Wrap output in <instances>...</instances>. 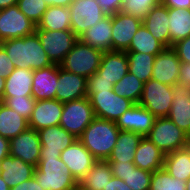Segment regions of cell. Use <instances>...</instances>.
<instances>
[{
    "mask_svg": "<svg viewBox=\"0 0 190 190\" xmlns=\"http://www.w3.org/2000/svg\"><path fill=\"white\" fill-rule=\"evenodd\" d=\"M142 137V135L132 131L120 130L116 145L107 161L134 162V155Z\"/></svg>",
    "mask_w": 190,
    "mask_h": 190,
    "instance_id": "obj_28",
    "label": "cell"
},
{
    "mask_svg": "<svg viewBox=\"0 0 190 190\" xmlns=\"http://www.w3.org/2000/svg\"><path fill=\"white\" fill-rule=\"evenodd\" d=\"M10 190H44L40 184H38L37 180L32 177L16 186L11 188Z\"/></svg>",
    "mask_w": 190,
    "mask_h": 190,
    "instance_id": "obj_48",
    "label": "cell"
},
{
    "mask_svg": "<svg viewBox=\"0 0 190 190\" xmlns=\"http://www.w3.org/2000/svg\"><path fill=\"white\" fill-rule=\"evenodd\" d=\"M87 97L95 117L114 122L134 105L132 101L117 95L114 90L87 93Z\"/></svg>",
    "mask_w": 190,
    "mask_h": 190,
    "instance_id": "obj_8",
    "label": "cell"
},
{
    "mask_svg": "<svg viewBox=\"0 0 190 190\" xmlns=\"http://www.w3.org/2000/svg\"><path fill=\"white\" fill-rule=\"evenodd\" d=\"M63 111V103L57 99L36 101L28 125L38 131L59 125Z\"/></svg>",
    "mask_w": 190,
    "mask_h": 190,
    "instance_id": "obj_19",
    "label": "cell"
},
{
    "mask_svg": "<svg viewBox=\"0 0 190 190\" xmlns=\"http://www.w3.org/2000/svg\"><path fill=\"white\" fill-rule=\"evenodd\" d=\"M5 77H0V103L3 102V94L5 90Z\"/></svg>",
    "mask_w": 190,
    "mask_h": 190,
    "instance_id": "obj_54",
    "label": "cell"
},
{
    "mask_svg": "<svg viewBox=\"0 0 190 190\" xmlns=\"http://www.w3.org/2000/svg\"><path fill=\"white\" fill-rule=\"evenodd\" d=\"M142 20L121 11L112 16V51L126 52Z\"/></svg>",
    "mask_w": 190,
    "mask_h": 190,
    "instance_id": "obj_13",
    "label": "cell"
},
{
    "mask_svg": "<svg viewBox=\"0 0 190 190\" xmlns=\"http://www.w3.org/2000/svg\"><path fill=\"white\" fill-rule=\"evenodd\" d=\"M9 155V139L0 135V161Z\"/></svg>",
    "mask_w": 190,
    "mask_h": 190,
    "instance_id": "obj_51",
    "label": "cell"
},
{
    "mask_svg": "<svg viewBox=\"0 0 190 190\" xmlns=\"http://www.w3.org/2000/svg\"><path fill=\"white\" fill-rule=\"evenodd\" d=\"M74 190H87V189H84V188H81L77 185V187L74 189Z\"/></svg>",
    "mask_w": 190,
    "mask_h": 190,
    "instance_id": "obj_57",
    "label": "cell"
},
{
    "mask_svg": "<svg viewBox=\"0 0 190 190\" xmlns=\"http://www.w3.org/2000/svg\"><path fill=\"white\" fill-rule=\"evenodd\" d=\"M83 97H87V79L84 76L67 72L58 65L55 99L64 103Z\"/></svg>",
    "mask_w": 190,
    "mask_h": 190,
    "instance_id": "obj_17",
    "label": "cell"
},
{
    "mask_svg": "<svg viewBox=\"0 0 190 190\" xmlns=\"http://www.w3.org/2000/svg\"><path fill=\"white\" fill-rule=\"evenodd\" d=\"M164 168L172 177L187 181L190 177V144L166 154Z\"/></svg>",
    "mask_w": 190,
    "mask_h": 190,
    "instance_id": "obj_30",
    "label": "cell"
},
{
    "mask_svg": "<svg viewBox=\"0 0 190 190\" xmlns=\"http://www.w3.org/2000/svg\"><path fill=\"white\" fill-rule=\"evenodd\" d=\"M29 127L28 120L17 111L0 103V135L7 139L18 136Z\"/></svg>",
    "mask_w": 190,
    "mask_h": 190,
    "instance_id": "obj_31",
    "label": "cell"
},
{
    "mask_svg": "<svg viewBox=\"0 0 190 190\" xmlns=\"http://www.w3.org/2000/svg\"><path fill=\"white\" fill-rule=\"evenodd\" d=\"M180 63L176 51L165 48L155 57L151 79L173 86L179 79Z\"/></svg>",
    "mask_w": 190,
    "mask_h": 190,
    "instance_id": "obj_18",
    "label": "cell"
},
{
    "mask_svg": "<svg viewBox=\"0 0 190 190\" xmlns=\"http://www.w3.org/2000/svg\"><path fill=\"white\" fill-rule=\"evenodd\" d=\"M60 159L69 168L71 175L80 180L93 166L97 159L77 139L60 154Z\"/></svg>",
    "mask_w": 190,
    "mask_h": 190,
    "instance_id": "obj_15",
    "label": "cell"
},
{
    "mask_svg": "<svg viewBox=\"0 0 190 190\" xmlns=\"http://www.w3.org/2000/svg\"><path fill=\"white\" fill-rule=\"evenodd\" d=\"M33 177L44 190H74L78 185L60 157H40Z\"/></svg>",
    "mask_w": 190,
    "mask_h": 190,
    "instance_id": "obj_3",
    "label": "cell"
},
{
    "mask_svg": "<svg viewBox=\"0 0 190 190\" xmlns=\"http://www.w3.org/2000/svg\"><path fill=\"white\" fill-rule=\"evenodd\" d=\"M170 47L190 36V9L168 8Z\"/></svg>",
    "mask_w": 190,
    "mask_h": 190,
    "instance_id": "obj_32",
    "label": "cell"
},
{
    "mask_svg": "<svg viewBox=\"0 0 190 190\" xmlns=\"http://www.w3.org/2000/svg\"><path fill=\"white\" fill-rule=\"evenodd\" d=\"M36 24L22 13L17 5L1 10L0 42L33 34Z\"/></svg>",
    "mask_w": 190,
    "mask_h": 190,
    "instance_id": "obj_11",
    "label": "cell"
},
{
    "mask_svg": "<svg viewBox=\"0 0 190 190\" xmlns=\"http://www.w3.org/2000/svg\"><path fill=\"white\" fill-rule=\"evenodd\" d=\"M103 53L78 39L59 66L88 79L97 72Z\"/></svg>",
    "mask_w": 190,
    "mask_h": 190,
    "instance_id": "obj_4",
    "label": "cell"
},
{
    "mask_svg": "<svg viewBox=\"0 0 190 190\" xmlns=\"http://www.w3.org/2000/svg\"><path fill=\"white\" fill-rule=\"evenodd\" d=\"M0 190H10L7 183L3 180V178L0 175Z\"/></svg>",
    "mask_w": 190,
    "mask_h": 190,
    "instance_id": "obj_55",
    "label": "cell"
},
{
    "mask_svg": "<svg viewBox=\"0 0 190 190\" xmlns=\"http://www.w3.org/2000/svg\"><path fill=\"white\" fill-rule=\"evenodd\" d=\"M113 177L107 160H97L91 169L78 180V186L87 190H103Z\"/></svg>",
    "mask_w": 190,
    "mask_h": 190,
    "instance_id": "obj_29",
    "label": "cell"
},
{
    "mask_svg": "<svg viewBox=\"0 0 190 190\" xmlns=\"http://www.w3.org/2000/svg\"><path fill=\"white\" fill-rule=\"evenodd\" d=\"M97 73L113 84L119 82L128 73L126 52L110 51L103 53Z\"/></svg>",
    "mask_w": 190,
    "mask_h": 190,
    "instance_id": "obj_24",
    "label": "cell"
},
{
    "mask_svg": "<svg viewBox=\"0 0 190 190\" xmlns=\"http://www.w3.org/2000/svg\"><path fill=\"white\" fill-rule=\"evenodd\" d=\"M114 84L103 79L97 72L87 79V93H98L99 91L113 90Z\"/></svg>",
    "mask_w": 190,
    "mask_h": 190,
    "instance_id": "obj_42",
    "label": "cell"
},
{
    "mask_svg": "<svg viewBox=\"0 0 190 190\" xmlns=\"http://www.w3.org/2000/svg\"><path fill=\"white\" fill-rule=\"evenodd\" d=\"M142 24L148 29L151 35L166 48L170 47L168 7L163 4L154 6L142 20Z\"/></svg>",
    "mask_w": 190,
    "mask_h": 190,
    "instance_id": "obj_26",
    "label": "cell"
},
{
    "mask_svg": "<svg viewBox=\"0 0 190 190\" xmlns=\"http://www.w3.org/2000/svg\"><path fill=\"white\" fill-rule=\"evenodd\" d=\"M112 16H106L94 26L86 30L79 39L101 51L102 53L112 51Z\"/></svg>",
    "mask_w": 190,
    "mask_h": 190,
    "instance_id": "obj_23",
    "label": "cell"
},
{
    "mask_svg": "<svg viewBox=\"0 0 190 190\" xmlns=\"http://www.w3.org/2000/svg\"><path fill=\"white\" fill-rule=\"evenodd\" d=\"M119 132L114 121L95 117L78 139L97 160H107Z\"/></svg>",
    "mask_w": 190,
    "mask_h": 190,
    "instance_id": "obj_2",
    "label": "cell"
},
{
    "mask_svg": "<svg viewBox=\"0 0 190 190\" xmlns=\"http://www.w3.org/2000/svg\"><path fill=\"white\" fill-rule=\"evenodd\" d=\"M94 118L93 107L88 97H83L63 103L59 125L79 138Z\"/></svg>",
    "mask_w": 190,
    "mask_h": 190,
    "instance_id": "obj_6",
    "label": "cell"
},
{
    "mask_svg": "<svg viewBox=\"0 0 190 190\" xmlns=\"http://www.w3.org/2000/svg\"><path fill=\"white\" fill-rule=\"evenodd\" d=\"M150 190H186V181L172 177L163 167L152 172Z\"/></svg>",
    "mask_w": 190,
    "mask_h": 190,
    "instance_id": "obj_37",
    "label": "cell"
},
{
    "mask_svg": "<svg viewBox=\"0 0 190 190\" xmlns=\"http://www.w3.org/2000/svg\"><path fill=\"white\" fill-rule=\"evenodd\" d=\"M15 68L41 69L53 65L42 48L36 32L22 38L4 40L0 42Z\"/></svg>",
    "mask_w": 190,
    "mask_h": 190,
    "instance_id": "obj_1",
    "label": "cell"
},
{
    "mask_svg": "<svg viewBox=\"0 0 190 190\" xmlns=\"http://www.w3.org/2000/svg\"><path fill=\"white\" fill-rule=\"evenodd\" d=\"M177 83L190 87V63H180L179 79Z\"/></svg>",
    "mask_w": 190,
    "mask_h": 190,
    "instance_id": "obj_47",
    "label": "cell"
},
{
    "mask_svg": "<svg viewBox=\"0 0 190 190\" xmlns=\"http://www.w3.org/2000/svg\"><path fill=\"white\" fill-rule=\"evenodd\" d=\"M172 48L181 62L190 63V36L177 41Z\"/></svg>",
    "mask_w": 190,
    "mask_h": 190,
    "instance_id": "obj_43",
    "label": "cell"
},
{
    "mask_svg": "<svg viewBox=\"0 0 190 190\" xmlns=\"http://www.w3.org/2000/svg\"><path fill=\"white\" fill-rule=\"evenodd\" d=\"M48 6L69 7L74 0H44Z\"/></svg>",
    "mask_w": 190,
    "mask_h": 190,
    "instance_id": "obj_52",
    "label": "cell"
},
{
    "mask_svg": "<svg viewBox=\"0 0 190 190\" xmlns=\"http://www.w3.org/2000/svg\"><path fill=\"white\" fill-rule=\"evenodd\" d=\"M33 70L15 68L6 77L3 97L32 96Z\"/></svg>",
    "mask_w": 190,
    "mask_h": 190,
    "instance_id": "obj_27",
    "label": "cell"
},
{
    "mask_svg": "<svg viewBox=\"0 0 190 190\" xmlns=\"http://www.w3.org/2000/svg\"><path fill=\"white\" fill-rule=\"evenodd\" d=\"M159 4H162V0H123L121 12L143 20Z\"/></svg>",
    "mask_w": 190,
    "mask_h": 190,
    "instance_id": "obj_38",
    "label": "cell"
},
{
    "mask_svg": "<svg viewBox=\"0 0 190 190\" xmlns=\"http://www.w3.org/2000/svg\"><path fill=\"white\" fill-rule=\"evenodd\" d=\"M58 65L33 70L32 97L36 101L55 99Z\"/></svg>",
    "mask_w": 190,
    "mask_h": 190,
    "instance_id": "obj_21",
    "label": "cell"
},
{
    "mask_svg": "<svg viewBox=\"0 0 190 190\" xmlns=\"http://www.w3.org/2000/svg\"><path fill=\"white\" fill-rule=\"evenodd\" d=\"M146 137L165 154L190 144V136L168 117L156 118Z\"/></svg>",
    "mask_w": 190,
    "mask_h": 190,
    "instance_id": "obj_5",
    "label": "cell"
},
{
    "mask_svg": "<svg viewBox=\"0 0 190 190\" xmlns=\"http://www.w3.org/2000/svg\"><path fill=\"white\" fill-rule=\"evenodd\" d=\"M15 69L10 57L0 45V77H7Z\"/></svg>",
    "mask_w": 190,
    "mask_h": 190,
    "instance_id": "obj_45",
    "label": "cell"
},
{
    "mask_svg": "<svg viewBox=\"0 0 190 190\" xmlns=\"http://www.w3.org/2000/svg\"><path fill=\"white\" fill-rule=\"evenodd\" d=\"M172 91L173 101L167 117L190 136V87L175 83Z\"/></svg>",
    "mask_w": 190,
    "mask_h": 190,
    "instance_id": "obj_20",
    "label": "cell"
},
{
    "mask_svg": "<svg viewBox=\"0 0 190 190\" xmlns=\"http://www.w3.org/2000/svg\"><path fill=\"white\" fill-rule=\"evenodd\" d=\"M152 172L135 167L131 169L122 180L132 190H150Z\"/></svg>",
    "mask_w": 190,
    "mask_h": 190,
    "instance_id": "obj_39",
    "label": "cell"
},
{
    "mask_svg": "<svg viewBox=\"0 0 190 190\" xmlns=\"http://www.w3.org/2000/svg\"><path fill=\"white\" fill-rule=\"evenodd\" d=\"M186 190H190V177L186 181Z\"/></svg>",
    "mask_w": 190,
    "mask_h": 190,
    "instance_id": "obj_56",
    "label": "cell"
},
{
    "mask_svg": "<svg viewBox=\"0 0 190 190\" xmlns=\"http://www.w3.org/2000/svg\"><path fill=\"white\" fill-rule=\"evenodd\" d=\"M143 87L144 83L128 72L119 82L114 84L113 90L117 95L138 104L142 96Z\"/></svg>",
    "mask_w": 190,
    "mask_h": 190,
    "instance_id": "obj_36",
    "label": "cell"
},
{
    "mask_svg": "<svg viewBox=\"0 0 190 190\" xmlns=\"http://www.w3.org/2000/svg\"><path fill=\"white\" fill-rule=\"evenodd\" d=\"M126 54L128 56V72L143 83L151 79L156 55L140 52H126Z\"/></svg>",
    "mask_w": 190,
    "mask_h": 190,
    "instance_id": "obj_34",
    "label": "cell"
},
{
    "mask_svg": "<svg viewBox=\"0 0 190 190\" xmlns=\"http://www.w3.org/2000/svg\"><path fill=\"white\" fill-rule=\"evenodd\" d=\"M103 190H132L122 179L113 176Z\"/></svg>",
    "mask_w": 190,
    "mask_h": 190,
    "instance_id": "obj_49",
    "label": "cell"
},
{
    "mask_svg": "<svg viewBox=\"0 0 190 190\" xmlns=\"http://www.w3.org/2000/svg\"><path fill=\"white\" fill-rule=\"evenodd\" d=\"M37 132L41 143L40 157H60L61 152L78 139L60 125L47 127Z\"/></svg>",
    "mask_w": 190,
    "mask_h": 190,
    "instance_id": "obj_14",
    "label": "cell"
},
{
    "mask_svg": "<svg viewBox=\"0 0 190 190\" xmlns=\"http://www.w3.org/2000/svg\"><path fill=\"white\" fill-rule=\"evenodd\" d=\"M70 8L61 6H49L44 12L36 29L45 30H71Z\"/></svg>",
    "mask_w": 190,
    "mask_h": 190,
    "instance_id": "obj_33",
    "label": "cell"
},
{
    "mask_svg": "<svg viewBox=\"0 0 190 190\" xmlns=\"http://www.w3.org/2000/svg\"><path fill=\"white\" fill-rule=\"evenodd\" d=\"M2 103L29 120L34 110L36 100L32 96L3 97Z\"/></svg>",
    "mask_w": 190,
    "mask_h": 190,
    "instance_id": "obj_41",
    "label": "cell"
},
{
    "mask_svg": "<svg viewBox=\"0 0 190 190\" xmlns=\"http://www.w3.org/2000/svg\"><path fill=\"white\" fill-rule=\"evenodd\" d=\"M41 143L38 132L28 127L18 136L9 140V155L37 166L40 161Z\"/></svg>",
    "mask_w": 190,
    "mask_h": 190,
    "instance_id": "obj_12",
    "label": "cell"
},
{
    "mask_svg": "<svg viewBox=\"0 0 190 190\" xmlns=\"http://www.w3.org/2000/svg\"><path fill=\"white\" fill-rule=\"evenodd\" d=\"M165 155L145 136L142 137L136 149L133 163L140 169L154 172L164 167Z\"/></svg>",
    "mask_w": 190,
    "mask_h": 190,
    "instance_id": "obj_25",
    "label": "cell"
},
{
    "mask_svg": "<svg viewBox=\"0 0 190 190\" xmlns=\"http://www.w3.org/2000/svg\"><path fill=\"white\" fill-rule=\"evenodd\" d=\"M166 47L154 38L148 29L142 24L133 36L126 52H140L157 55Z\"/></svg>",
    "mask_w": 190,
    "mask_h": 190,
    "instance_id": "obj_35",
    "label": "cell"
},
{
    "mask_svg": "<svg viewBox=\"0 0 190 190\" xmlns=\"http://www.w3.org/2000/svg\"><path fill=\"white\" fill-rule=\"evenodd\" d=\"M156 117L146 108L134 104L117 120L119 130L132 131L145 137L154 125Z\"/></svg>",
    "mask_w": 190,
    "mask_h": 190,
    "instance_id": "obj_16",
    "label": "cell"
},
{
    "mask_svg": "<svg viewBox=\"0 0 190 190\" xmlns=\"http://www.w3.org/2000/svg\"><path fill=\"white\" fill-rule=\"evenodd\" d=\"M18 0H0V9L3 10L10 6L17 5Z\"/></svg>",
    "mask_w": 190,
    "mask_h": 190,
    "instance_id": "obj_53",
    "label": "cell"
},
{
    "mask_svg": "<svg viewBox=\"0 0 190 190\" xmlns=\"http://www.w3.org/2000/svg\"><path fill=\"white\" fill-rule=\"evenodd\" d=\"M97 2L106 16H113L121 11L123 0H97Z\"/></svg>",
    "mask_w": 190,
    "mask_h": 190,
    "instance_id": "obj_44",
    "label": "cell"
},
{
    "mask_svg": "<svg viewBox=\"0 0 190 190\" xmlns=\"http://www.w3.org/2000/svg\"><path fill=\"white\" fill-rule=\"evenodd\" d=\"M69 8L71 30L78 38L106 17L97 0H74Z\"/></svg>",
    "mask_w": 190,
    "mask_h": 190,
    "instance_id": "obj_10",
    "label": "cell"
},
{
    "mask_svg": "<svg viewBox=\"0 0 190 190\" xmlns=\"http://www.w3.org/2000/svg\"><path fill=\"white\" fill-rule=\"evenodd\" d=\"M110 164L113 176L122 179L131 169H134L136 165L133 162H108Z\"/></svg>",
    "mask_w": 190,
    "mask_h": 190,
    "instance_id": "obj_46",
    "label": "cell"
},
{
    "mask_svg": "<svg viewBox=\"0 0 190 190\" xmlns=\"http://www.w3.org/2000/svg\"><path fill=\"white\" fill-rule=\"evenodd\" d=\"M42 48L53 64L59 65L79 39L72 30L35 29Z\"/></svg>",
    "mask_w": 190,
    "mask_h": 190,
    "instance_id": "obj_9",
    "label": "cell"
},
{
    "mask_svg": "<svg viewBox=\"0 0 190 190\" xmlns=\"http://www.w3.org/2000/svg\"><path fill=\"white\" fill-rule=\"evenodd\" d=\"M172 101V86L149 79L144 83L138 104L148 109L156 118H162L169 115Z\"/></svg>",
    "mask_w": 190,
    "mask_h": 190,
    "instance_id": "obj_7",
    "label": "cell"
},
{
    "mask_svg": "<svg viewBox=\"0 0 190 190\" xmlns=\"http://www.w3.org/2000/svg\"><path fill=\"white\" fill-rule=\"evenodd\" d=\"M35 168L22 159L10 155L0 161V175L10 189L32 178Z\"/></svg>",
    "mask_w": 190,
    "mask_h": 190,
    "instance_id": "obj_22",
    "label": "cell"
},
{
    "mask_svg": "<svg viewBox=\"0 0 190 190\" xmlns=\"http://www.w3.org/2000/svg\"><path fill=\"white\" fill-rule=\"evenodd\" d=\"M162 4L168 8L190 9V0H162Z\"/></svg>",
    "mask_w": 190,
    "mask_h": 190,
    "instance_id": "obj_50",
    "label": "cell"
},
{
    "mask_svg": "<svg viewBox=\"0 0 190 190\" xmlns=\"http://www.w3.org/2000/svg\"><path fill=\"white\" fill-rule=\"evenodd\" d=\"M17 6L36 25L49 7L44 0H18Z\"/></svg>",
    "mask_w": 190,
    "mask_h": 190,
    "instance_id": "obj_40",
    "label": "cell"
}]
</instances>
